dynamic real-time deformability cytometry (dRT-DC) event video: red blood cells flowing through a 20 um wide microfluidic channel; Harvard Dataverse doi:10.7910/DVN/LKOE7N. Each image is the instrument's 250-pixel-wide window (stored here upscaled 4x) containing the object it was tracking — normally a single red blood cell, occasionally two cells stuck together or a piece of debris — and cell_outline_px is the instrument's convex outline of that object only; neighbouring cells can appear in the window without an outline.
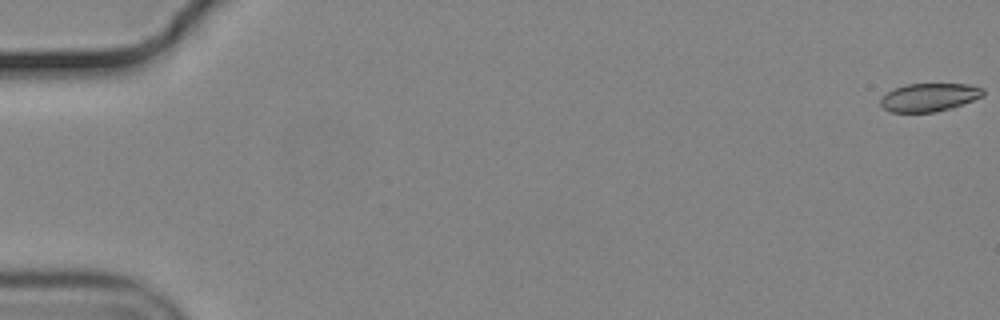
{"species": "common noctule bat (a hibernating species)", "species_latin": "Nyctalus noctula", "temperature_condition": "cold", "stored_images_in_passage": 56, "camera_frame_rate_fps": 3000, "um_per_image_px": 0.085, "animal": {"sex": "male", "body_mass_g": 19.2, "forearm_length_mm": 51.8}, "frame": {"image": 1, "passage_image": 1, "time_ms": 0.0, "image_size_px": [1000, 320], "cell_outline_px": [[984, 96], [952, 108], [936, 112], [892, 112], [884, 108], [880, 104], [880, 100], [888, 92], [904, 84], [972, 84], [984, 88]], "centroid_in_image_um": [79.03, 8.27], "position_along_channel_um": 6.0, "area_um2": 16.88}}
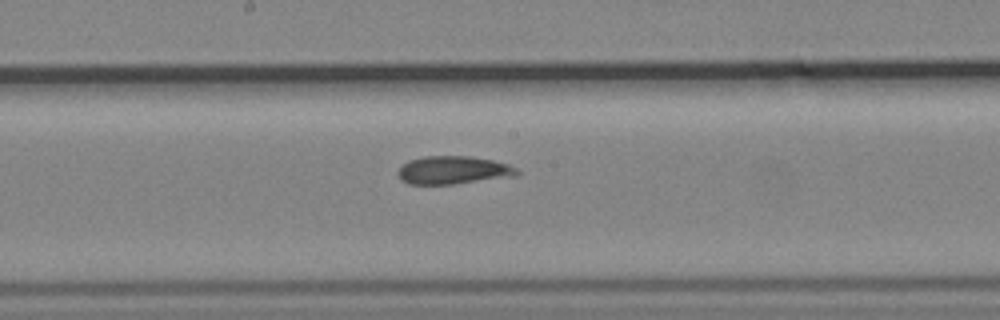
{"frame": {"image": 2, "passage_image": 31, "time_ms": 10.0, "image_size_px": [1000, 320], "cell_outline_px": [[520, 172], [516, 176], [456, 184], [408, 184], [400, 180], [396, 172], [408, 160], [424, 156], [472, 156], [492, 160], [508, 164], [516, 168]], "centroid_in_image_um": [38.51, 14.47], "position_along_channel_um": 209.7, "area_um2": 19.65}}
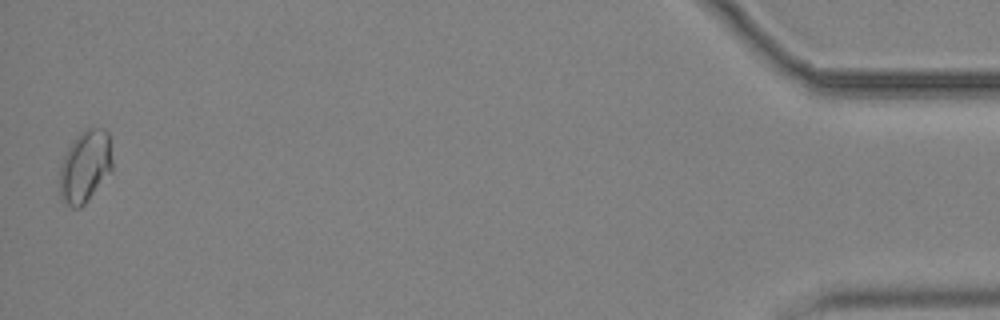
{"frame": {"image": 3, "passage_image": 56, "time_ms": 18.333, "image_size_px": [1000, 320], "cell_outline_px": [[112, 172], [88, 200], [80, 208], [72, 208], [60, 200], [60, 164], [72, 140], [84, 128], [100, 128], [108, 132], [112, 160]], "centroid_in_image_um": [7.23, 14.16], "position_along_channel_um": 428.0, "area_um2": 22.43}, "authors_computed_cell_mechanics": {"area_um2": 19.0162, "velocity_mm_per_s": 3.7109, "shape_relaxation_time_tau1_ms": null, "shape_relaxation_time_tau2_ms": 6.0144, "deformation_change_tau1": null, "deformation_change_tau2": 0.0669}}